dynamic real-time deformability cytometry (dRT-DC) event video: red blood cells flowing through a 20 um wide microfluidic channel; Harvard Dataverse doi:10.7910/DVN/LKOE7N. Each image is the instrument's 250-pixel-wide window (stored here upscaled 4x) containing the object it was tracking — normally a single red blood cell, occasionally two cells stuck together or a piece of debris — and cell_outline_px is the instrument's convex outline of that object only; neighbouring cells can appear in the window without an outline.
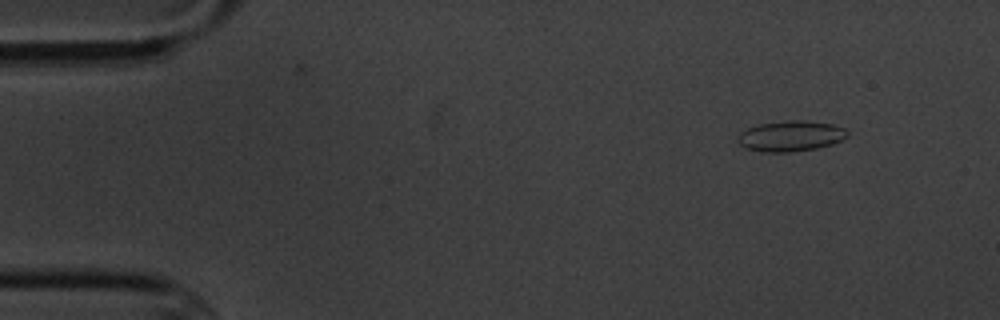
{"species": "common noctule bat (a hibernating species)", "species_latin": "Nyctalus noctula", "temperature_condition": "cold", "stored_images_in_passage": 5, "camera_frame_rate_fps": 3000, "um_per_image_px": 0.085, "animal": {"sex": "male", "body_mass_g": 20.1, "forearm_length_mm": 53.5}, "frame": {"image": 1, "passage_image": 2, "time_ms": 1.333, "image_size_px": [1000, 320], "cell_outline_px": [[848, 136], [832, 144], [816, 148], [788, 152], [764, 152], [748, 148], [740, 144], [740, 132], [748, 128], [760, 124], [784, 120], [808, 120], [832, 124], [844, 128], [848, 132]], "centroid_in_image_um": [67.25, 11.55], "position_along_channel_um": 17.7, "area_um2": 19.31}}